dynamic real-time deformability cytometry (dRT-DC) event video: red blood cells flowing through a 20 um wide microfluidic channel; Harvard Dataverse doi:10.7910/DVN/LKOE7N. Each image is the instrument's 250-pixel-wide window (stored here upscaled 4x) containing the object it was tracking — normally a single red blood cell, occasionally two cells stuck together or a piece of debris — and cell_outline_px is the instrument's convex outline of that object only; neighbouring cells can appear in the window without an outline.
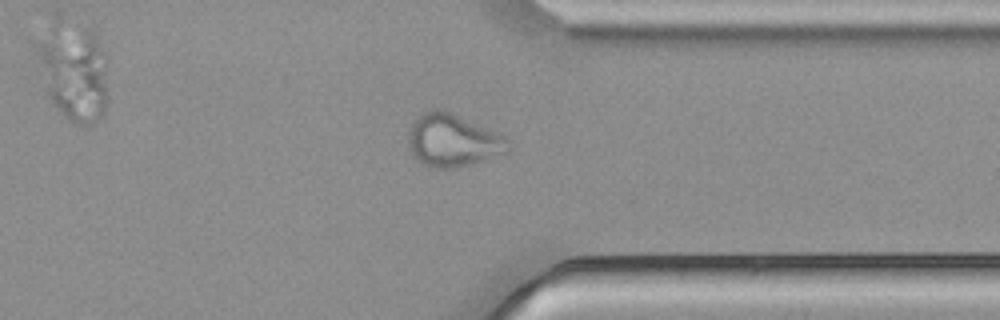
{"species": "common noctule bat (a hibernating species)", "species_latin": "Nyctalus noctula", "temperature_condition": "cold", "stored_images_in_passage": 42, "camera_frame_rate_fps": 3000, "um_per_image_px": 0.085, "animal": {"sex": "male", "body_mass_g": 21.5, "forearm_length_mm": 52.0}, "frame": {"image": 1, "passage_image": 30, "time_ms": 9.667, "image_size_px": [1000, 320], "cell_outline_px": [[508, 152], [472, 164], [452, 168], [432, 168], [424, 164], [412, 152], [408, 140], [408, 132], [416, 116], [432, 108], [440, 108], [496, 132], [504, 136], [508, 140]], "centroid_in_image_um": [38.47, 11.93], "position_along_channel_um": 372.9, "area_um2": 30.23}}